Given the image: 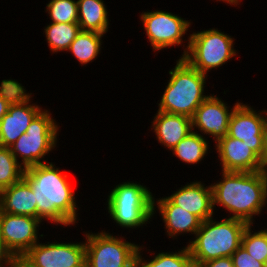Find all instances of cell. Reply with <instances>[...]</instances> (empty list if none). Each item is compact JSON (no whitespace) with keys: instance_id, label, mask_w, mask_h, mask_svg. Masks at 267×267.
<instances>
[{"instance_id":"cell-1","label":"cell","mask_w":267,"mask_h":267,"mask_svg":"<svg viewBox=\"0 0 267 267\" xmlns=\"http://www.w3.org/2000/svg\"><path fill=\"white\" fill-rule=\"evenodd\" d=\"M23 179L33 191L37 218L41 222L50 220L63 228L78 223L80 209L75 200V189L68 174L61 172L60 167L53 162L32 166L24 170Z\"/></svg>"},{"instance_id":"cell-2","label":"cell","mask_w":267,"mask_h":267,"mask_svg":"<svg viewBox=\"0 0 267 267\" xmlns=\"http://www.w3.org/2000/svg\"><path fill=\"white\" fill-rule=\"evenodd\" d=\"M221 173L220 181L211 184L214 212L221 205L231 212L229 218L254 225V218L267 208V171Z\"/></svg>"},{"instance_id":"cell-3","label":"cell","mask_w":267,"mask_h":267,"mask_svg":"<svg viewBox=\"0 0 267 267\" xmlns=\"http://www.w3.org/2000/svg\"><path fill=\"white\" fill-rule=\"evenodd\" d=\"M248 223L236 218L213 217L201 222L195 237L187 242L194 267L222 257H231L241 246V239Z\"/></svg>"},{"instance_id":"cell-4","label":"cell","mask_w":267,"mask_h":267,"mask_svg":"<svg viewBox=\"0 0 267 267\" xmlns=\"http://www.w3.org/2000/svg\"><path fill=\"white\" fill-rule=\"evenodd\" d=\"M170 78L158 104V111L192 118L196 109L209 96L205 93L207 75L192 67L184 58L176 60L169 70Z\"/></svg>"},{"instance_id":"cell-5","label":"cell","mask_w":267,"mask_h":267,"mask_svg":"<svg viewBox=\"0 0 267 267\" xmlns=\"http://www.w3.org/2000/svg\"><path fill=\"white\" fill-rule=\"evenodd\" d=\"M153 197L143 183L121 182L107 196L109 217L117 226L128 230L143 228L154 217Z\"/></svg>"},{"instance_id":"cell-6","label":"cell","mask_w":267,"mask_h":267,"mask_svg":"<svg viewBox=\"0 0 267 267\" xmlns=\"http://www.w3.org/2000/svg\"><path fill=\"white\" fill-rule=\"evenodd\" d=\"M187 45H183L184 58L192 67L207 75L212 69L220 68L230 59L236 57L237 50L234 48V39L228 33L209 28L208 30L189 33Z\"/></svg>"},{"instance_id":"cell-7","label":"cell","mask_w":267,"mask_h":267,"mask_svg":"<svg viewBox=\"0 0 267 267\" xmlns=\"http://www.w3.org/2000/svg\"><path fill=\"white\" fill-rule=\"evenodd\" d=\"M59 127L51 112L42 109L33 118L26 132L9 147L12 155L24 169L47 163L44 158L57 147Z\"/></svg>"},{"instance_id":"cell-8","label":"cell","mask_w":267,"mask_h":267,"mask_svg":"<svg viewBox=\"0 0 267 267\" xmlns=\"http://www.w3.org/2000/svg\"><path fill=\"white\" fill-rule=\"evenodd\" d=\"M85 237V267H136L140 245L110 232L83 231Z\"/></svg>"},{"instance_id":"cell-9","label":"cell","mask_w":267,"mask_h":267,"mask_svg":"<svg viewBox=\"0 0 267 267\" xmlns=\"http://www.w3.org/2000/svg\"><path fill=\"white\" fill-rule=\"evenodd\" d=\"M139 16L154 52L173 46H182L183 37L191 27V20L168 11L148 10L143 11Z\"/></svg>"},{"instance_id":"cell-10","label":"cell","mask_w":267,"mask_h":267,"mask_svg":"<svg viewBox=\"0 0 267 267\" xmlns=\"http://www.w3.org/2000/svg\"><path fill=\"white\" fill-rule=\"evenodd\" d=\"M41 224L32 216L0 213V235L6 251L12 257H22L43 238L44 234H39Z\"/></svg>"},{"instance_id":"cell-11","label":"cell","mask_w":267,"mask_h":267,"mask_svg":"<svg viewBox=\"0 0 267 267\" xmlns=\"http://www.w3.org/2000/svg\"><path fill=\"white\" fill-rule=\"evenodd\" d=\"M22 257L33 267H85V241L37 242Z\"/></svg>"},{"instance_id":"cell-12","label":"cell","mask_w":267,"mask_h":267,"mask_svg":"<svg viewBox=\"0 0 267 267\" xmlns=\"http://www.w3.org/2000/svg\"><path fill=\"white\" fill-rule=\"evenodd\" d=\"M266 119L267 110L257 111L249 104L240 102L231 114L228 136L243 141L261 158Z\"/></svg>"},{"instance_id":"cell-13","label":"cell","mask_w":267,"mask_h":267,"mask_svg":"<svg viewBox=\"0 0 267 267\" xmlns=\"http://www.w3.org/2000/svg\"><path fill=\"white\" fill-rule=\"evenodd\" d=\"M239 103L238 100L231 108L222 98L210 94L196 109L192 117V131L200 132L199 134L203 137L206 135L210 138L213 137L212 140L216 143L228 135L231 114Z\"/></svg>"},{"instance_id":"cell-14","label":"cell","mask_w":267,"mask_h":267,"mask_svg":"<svg viewBox=\"0 0 267 267\" xmlns=\"http://www.w3.org/2000/svg\"><path fill=\"white\" fill-rule=\"evenodd\" d=\"M221 171L258 172L263 169L260 157L246 143L226 135L215 143Z\"/></svg>"},{"instance_id":"cell-15","label":"cell","mask_w":267,"mask_h":267,"mask_svg":"<svg viewBox=\"0 0 267 267\" xmlns=\"http://www.w3.org/2000/svg\"><path fill=\"white\" fill-rule=\"evenodd\" d=\"M167 196L176 206L197 216L202 222L213 217V193L211 185L190 181Z\"/></svg>"},{"instance_id":"cell-16","label":"cell","mask_w":267,"mask_h":267,"mask_svg":"<svg viewBox=\"0 0 267 267\" xmlns=\"http://www.w3.org/2000/svg\"><path fill=\"white\" fill-rule=\"evenodd\" d=\"M156 209L159 210L164 231L169 238L177 239L179 235L188 233L195 236L200 228L202 221L197 216L176 206L167 196L157 199L153 197V214Z\"/></svg>"},{"instance_id":"cell-17","label":"cell","mask_w":267,"mask_h":267,"mask_svg":"<svg viewBox=\"0 0 267 267\" xmlns=\"http://www.w3.org/2000/svg\"><path fill=\"white\" fill-rule=\"evenodd\" d=\"M154 115L149 131H153L158 143L169 151L192 131V118L188 116L158 110Z\"/></svg>"},{"instance_id":"cell-18","label":"cell","mask_w":267,"mask_h":267,"mask_svg":"<svg viewBox=\"0 0 267 267\" xmlns=\"http://www.w3.org/2000/svg\"><path fill=\"white\" fill-rule=\"evenodd\" d=\"M41 110L42 107L33 101L10 105L8 112L0 120V144L7 148L12 146Z\"/></svg>"},{"instance_id":"cell-19","label":"cell","mask_w":267,"mask_h":267,"mask_svg":"<svg viewBox=\"0 0 267 267\" xmlns=\"http://www.w3.org/2000/svg\"><path fill=\"white\" fill-rule=\"evenodd\" d=\"M0 213L37 218V202L30 185L23 178L0 191Z\"/></svg>"},{"instance_id":"cell-20","label":"cell","mask_w":267,"mask_h":267,"mask_svg":"<svg viewBox=\"0 0 267 267\" xmlns=\"http://www.w3.org/2000/svg\"><path fill=\"white\" fill-rule=\"evenodd\" d=\"M78 24L81 31L108 32L110 23L107 6L103 0H77Z\"/></svg>"},{"instance_id":"cell-21","label":"cell","mask_w":267,"mask_h":267,"mask_svg":"<svg viewBox=\"0 0 267 267\" xmlns=\"http://www.w3.org/2000/svg\"><path fill=\"white\" fill-rule=\"evenodd\" d=\"M208 137L191 131L172 150V154L185 164H199L210 151Z\"/></svg>"},{"instance_id":"cell-22","label":"cell","mask_w":267,"mask_h":267,"mask_svg":"<svg viewBox=\"0 0 267 267\" xmlns=\"http://www.w3.org/2000/svg\"><path fill=\"white\" fill-rule=\"evenodd\" d=\"M102 37H104V34L99 32L80 31L67 52L69 51L70 54H73L81 65L86 66V64L96 60L101 53V48H103Z\"/></svg>"},{"instance_id":"cell-23","label":"cell","mask_w":267,"mask_h":267,"mask_svg":"<svg viewBox=\"0 0 267 267\" xmlns=\"http://www.w3.org/2000/svg\"><path fill=\"white\" fill-rule=\"evenodd\" d=\"M78 23H54L50 22L44 28L46 42L51 53L64 52L68 50L71 43L80 33Z\"/></svg>"},{"instance_id":"cell-24","label":"cell","mask_w":267,"mask_h":267,"mask_svg":"<svg viewBox=\"0 0 267 267\" xmlns=\"http://www.w3.org/2000/svg\"><path fill=\"white\" fill-rule=\"evenodd\" d=\"M143 249L144 246L141 245L136 257V267H194L188 246L182 247L178 252H159L152 259L147 258L148 261L142 257Z\"/></svg>"},{"instance_id":"cell-25","label":"cell","mask_w":267,"mask_h":267,"mask_svg":"<svg viewBox=\"0 0 267 267\" xmlns=\"http://www.w3.org/2000/svg\"><path fill=\"white\" fill-rule=\"evenodd\" d=\"M24 170L12 155L10 148L0 144V191L20 181Z\"/></svg>"},{"instance_id":"cell-26","label":"cell","mask_w":267,"mask_h":267,"mask_svg":"<svg viewBox=\"0 0 267 267\" xmlns=\"http://www.w3.org/2000/svg\"><path fill=\"white\" fill-rule=\"evenodd\" d=\"M252 227L253 224H248L245 228L241 245L256 260L264 263L267 256V228L253 231Z\"/></svg>"},{"instance_id":"cell-27","label":"cell","mask_w":267,"mask_h":267,"mask_svg":"<svg viewBox=\"0 0 267 267\" xmlns=\"http://www.w3.org/2000/svg\"><path fill=\"white\" fill-rule=\"evenodd\" d=\"M45 9L54 23H78L76 0H50Z\"/></svg>"},{"instance_id":"cell-28","label":"cell","mask_w":267,"mask_h":267,"mask_svg":"<svg viewBox=\"0 0 267 267\" xmlns=\"http://www.w3.org/2000/svg\"><path fill=\"white\" fill-rule=\"evenodd\" d=\"M0 96L9 105H21L32 101V93L15 79H4L0 82Z\"/></svg>"},{"instance_id":"cell-29","label":"cell","mask_w":267,"mask_h":267,"mask_svg":"<svg viewBox=\"0 0 267 267\" xmlns=\"http://www.w3.org/2000/svg\"><path fill=\"white\" fill-rule=\"evenodd\" d=\"M234 267H264V263L256 260L241 245L231 256Z\"/></svg>"},{"instance_id":"cell-30","label":"cell","mask_w":267,"mask_h":267,"mask_svg":"<svg viewBox=\"0 0 267 267\" xmlns=\"http://www.w3.org/2000/svg\"><path fill=\"white\" fill-rule=\"evenodd\" d=\"M198 267H234V265L231 257H222L200 264Z\"/></svg>"},{"instance_id":"cell-31","label":"cell","mask_w":267,"mask_h":267,"mask_svg":"<svg viewBox=\"0 0 267 267\" xmlns=\"http://www.w3.org/2000/svg\"><path fill=\"white\" fill-rule=\"evenodd\" d=\"M263 169L267 171V119L264 126V135H263V152L262 157L260 158Z\"/></svg>"},{"instance_id":"cell-32","label":"cell","mask_w":267,"mask_h":267,"mask_svg":"<svg viewBox=\"0 0 267 267\" xmlns=\"http://www.w3.org/2000/svg\"><path fill=\"white\" fill-rule=\"evenodd\" d=\"M5 267H33L23 257H12Z\"/></svg>"},{"instance_id":"cell-33","label":"cell","mask_w":267,"mask_h":267,"mask_svg":"<svg viewBox=\"0 0 267 267\" xmlns=\"http://www.w3.org/2000/svg\"><path fill=\"white\" fill-rule=\"evenodd\" d=\"M12 256L6 251L3 246L1 235H0V267H5V265L10 261Z\"/></svg>"},{"instance_id":"cell-34","label":"cell","mask_w":267,"mask_h":267,"mask_svg":"<svg viewBox=\"0 0 267 267\" xmlns=\"http://www.w3.org/2000/svg\"><path fill=\"white\" fill-rule=\"evenodd\" d=\"M9 104L0 96V120L8 112Z\"/></svg>"},{"instance_id":"cell-35","label":"cell","mask_w":267,"mask_h":267,"mask_svg":"<svg viewBox=\"0 0 267 267\" xmlns=\"http://www.w3.org/2000/svg\"><path fill=\"white\" fill-rule=\"evenodd\" d=\"M216 1H222L224 3H227L229 5H234V7H236L237 5H239L241 3L242 0H216Z\"/></svg>"},{"instance_id":"cell-36","label":"cell","mask_w":267,"mask_h":267,"mask_svg":"<svg viewBox=\"0 0 267 267\" xmlns=\"http://www.w3.org/2000/svg\"><path fill=\"white\" fill-rule=\"evenodd\" d=\"M264 267H267V256H266V258L264 260Z\"/></svg>"}]
</instances>
